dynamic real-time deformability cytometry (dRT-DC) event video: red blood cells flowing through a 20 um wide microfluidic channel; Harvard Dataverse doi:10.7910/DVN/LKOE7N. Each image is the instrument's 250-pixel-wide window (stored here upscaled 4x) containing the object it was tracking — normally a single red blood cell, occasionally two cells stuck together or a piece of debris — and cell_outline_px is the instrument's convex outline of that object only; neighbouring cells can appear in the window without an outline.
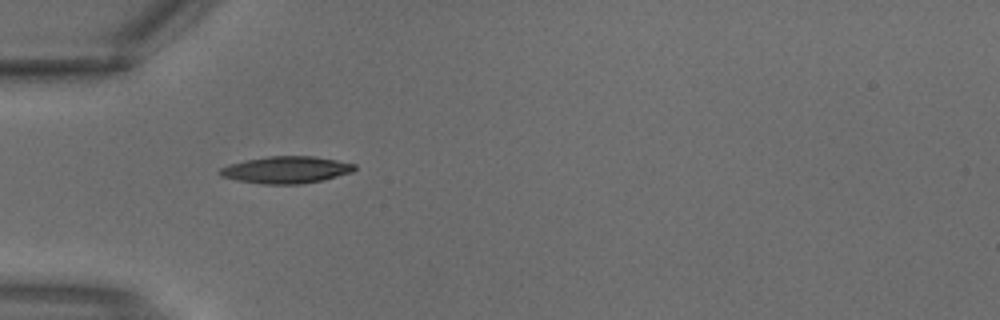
{"species": "common noctule bat (a hibernating species)", "species_latin": "Nyctalus noctula", "temperature_condition": "warm", "stored_images_in_passage": 1, "camera_frame_rate_fps": 3000, "um_per_image_px": 0.085, "animal": {"sex": "male", "body_mass_g": 18.8}, "frame": {"image": 1, "passage_image": 1, "time_ms": 0.0, "image_size_px": [1000, 320], "cell_outline_px": [[356, 168], [352, 172], [324, 180], [300, 184], [264, 184], [236, 180], [220, 176], [216, 172], [220, 168], [228, 164], [244, 160], [268, 156], [316, 156], [356, 164]], "centroid_in_image_um": [24.29, 14.43], "position_along_channel_um": 60.7, "area_um2": 21.39}}